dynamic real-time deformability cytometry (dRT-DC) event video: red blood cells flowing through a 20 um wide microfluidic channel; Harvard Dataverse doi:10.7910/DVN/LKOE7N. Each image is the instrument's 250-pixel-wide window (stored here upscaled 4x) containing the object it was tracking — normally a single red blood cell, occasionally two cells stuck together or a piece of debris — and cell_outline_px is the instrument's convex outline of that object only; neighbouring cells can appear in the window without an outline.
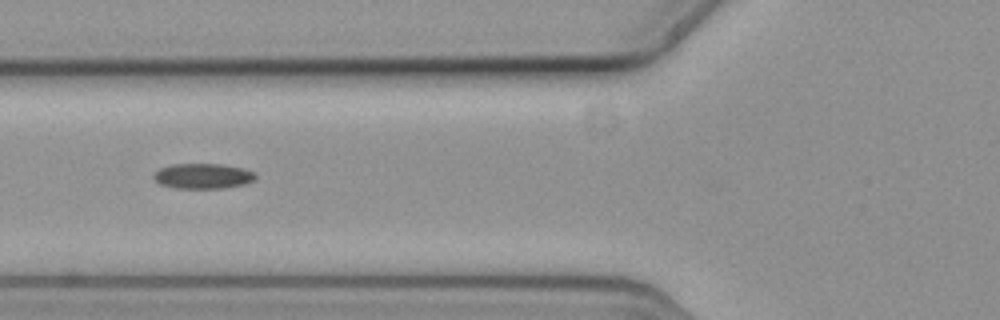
{"species": "common noctule bat (a hibernating species)", "species_latin": "Nyctalus noctula", "temperature_condition": "cold", "stored_images_in_passage": 42, "camera_frame_rate_fps": 3000, "um_per_image_px": 0.085, "animal": {"sex": "female", "body_mass_g": 19.3, "forearm_length_mm": 54.1}, "frame": {"image": 1, "passage_image": 7, "time_ms": 2.0, "image_size_px": [1000, 320], "cell_outline_px": [[256, 176], [252, 180], [244, 184], [224, 188], [176, 188], [160, 184], [152, 176], [160, 168], [172, 164], [220, 164], [244, 168], [252, 172]], "centroid_in_image_um": [17.23, 14.96], "position_along_channel_um": 108.6, "area_um2": 14.8}}
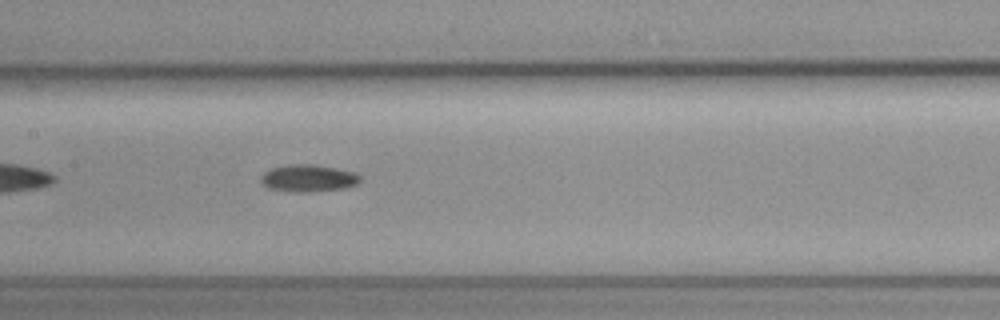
{"frame": {"image": 2, "passage_image": 13, "time_ms": 4.0, "image_size_px": [1000, 320], "cell_outline_px": [[360, 180], [356, 184], [344, 188], [308, 192], [296, 192], [268, 188], [260, 180], [260, 176], [264, 172], [272, 168], [288, 164], [316, 164], [336, 168], [352, 172], [360, 176]], "centroid_in_image_um": [26.18, 15.14], "position_along_channel_um": 181.2, "area_um2": 15.61}}
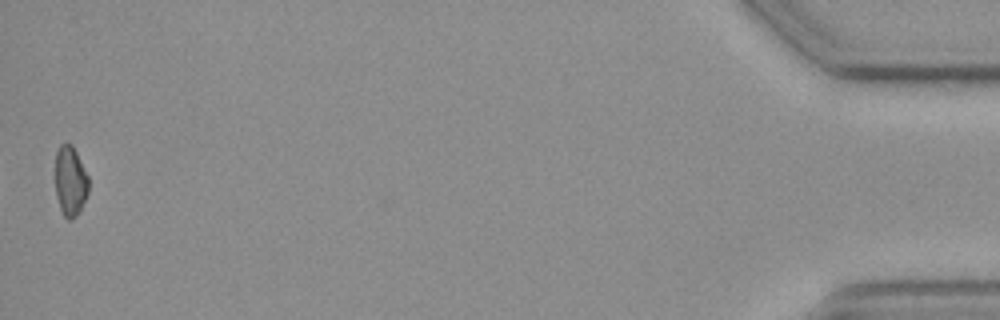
{"frame": {"image": 3, "passage_image": 42, "time_ms": 13.667, "image_size_px": [1000, 320], "cell_outline_px": [[88, 192], [80, 212], [72, 220], [68, 220], [64, 216], [60, 208], [56, 196], [56, 152], [60, 144], [72, 144], [88, 176]], "centroid_in_image_um": [5.98, 15.42], "position_along_channel_um": 429.2, "area_um2": 13.53}}